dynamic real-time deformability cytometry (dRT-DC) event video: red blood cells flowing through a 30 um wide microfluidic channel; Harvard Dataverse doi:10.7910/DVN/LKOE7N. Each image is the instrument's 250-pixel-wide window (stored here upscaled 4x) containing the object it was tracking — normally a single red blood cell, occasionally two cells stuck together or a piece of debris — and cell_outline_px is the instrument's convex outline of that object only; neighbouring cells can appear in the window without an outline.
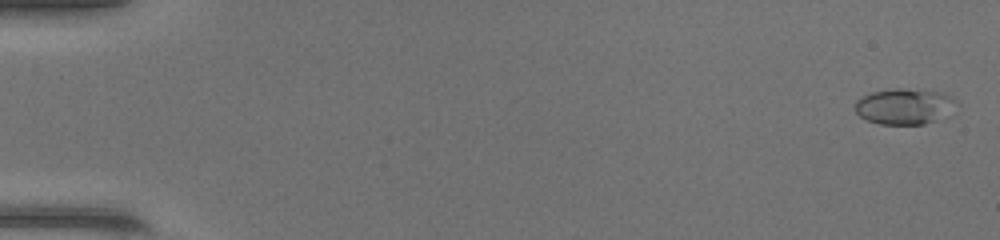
{"species": "common noctule bat (a hibernating species)", "species_latin": "Nyctalus noctula", "temperature_condition": "warm", "stored_images_in_passage": 49, "camera_frame_rate_fps": 3000, "um_per_image_px": 0.085, "animal": {"sex": "female", "body_mass_g": 17.0, "forearm_length_mm": 48.0}, "frame": {"image": 1, "passage_image": 2, "time_ms": 0.333, "image_size_px": [1000, 240], "cell_outline_px": [[948, 96], [932, 120], [924, 124], [880, 124], [868, 120], [860, 116], [856, 112], [856, 100], [872, 92], [896, 88], [900, 88], [940, 92]], "centroid_in_image_um": [76.53, 9.03], "position_along_channel_um": 8.5, "area_um2": 18.96}}
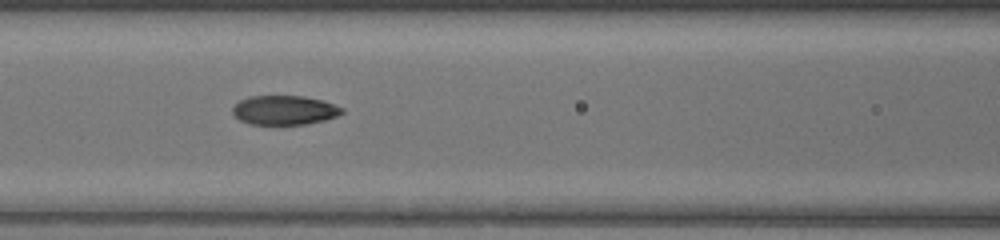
{"frame": {"image": 2, "passage_image": 23, "time_ms": 7.333, "image_size_px": [1000, 240], "cell_outline_px": [[344, 112], [336, 116], [324, 120], [304, 124], [248, 124], [240, 120], [232, 112], [232, 108], [240, 100], [248, 96], [304, 96], [324, 100], [344, 108]], "centroid_in_image_um": [24.18, 9.35], "position_along_channel_um": 142.4, "area_um2": 18.67}}
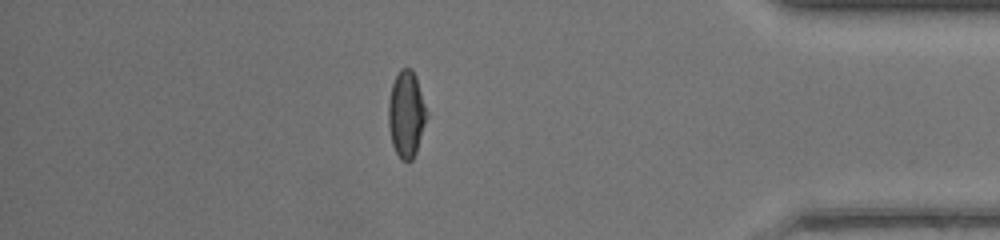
{"frame": {"image": 3, "passage_image": 43, "time_ms": 14.0, "image_size_px": [1000, 240], "cell_outline_px": [[428, 116], [416, 152], [412, 160], [400, 160], [392, 144], [388, 124], [388, 100], [392, 84], [400, 68], [412, 68], [416, 76], [428, 112]], "centroid_in_image_um": [34.54, 9.69], "position_along_channel_um": 400.7, "area_um2": 19.48}, "authors_computed_cell_mechanics": {"area_um2": 18.9006, "velocity_mm_per_s": 4.3738, "shape_relaxation_time_tau1_ms": 5.2475, "shape_relaxation_time_tau2_ms": 1.0972, "deformation_change_tau1": 0.2145, "deformation_change_tau2": 0.0633}}